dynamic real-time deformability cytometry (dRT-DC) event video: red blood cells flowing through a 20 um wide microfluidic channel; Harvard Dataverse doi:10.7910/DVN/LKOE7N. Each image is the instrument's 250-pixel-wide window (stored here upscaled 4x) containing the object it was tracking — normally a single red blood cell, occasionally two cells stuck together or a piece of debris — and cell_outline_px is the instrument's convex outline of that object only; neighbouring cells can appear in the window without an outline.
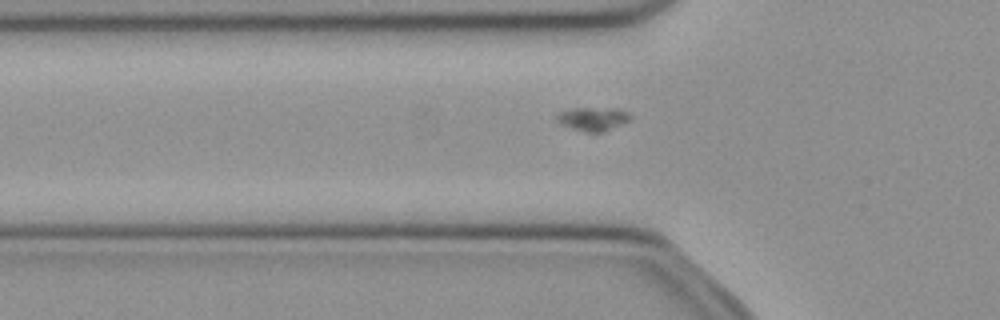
{"species": "common noctule bat (a hibernating species)", "species_latin": "Nyctalus noctula", "temperature_condition": "cold", "stored_images_in_passage": 38, "camera_frame_rate_fps": 3000, "um_per_image_px": 0.085, "animal": {"sex": "female", "body_mass_g": 21.9}, "frame": {"image": 1, "passage_image": 4, "time_ms": 1.0, "image_size_px": [1000, 320], "cell_outline_px": [[632, 116], [628, 120], [604, 132], [584, 132], [560, 124], [556, 120], [556, 116], [560, 112], [572, 108], [620, 108]], "centroid_in_image_um": [50.38, 10.1], "position_along_channel_um": 75.4, "area_um2": 10.06}}